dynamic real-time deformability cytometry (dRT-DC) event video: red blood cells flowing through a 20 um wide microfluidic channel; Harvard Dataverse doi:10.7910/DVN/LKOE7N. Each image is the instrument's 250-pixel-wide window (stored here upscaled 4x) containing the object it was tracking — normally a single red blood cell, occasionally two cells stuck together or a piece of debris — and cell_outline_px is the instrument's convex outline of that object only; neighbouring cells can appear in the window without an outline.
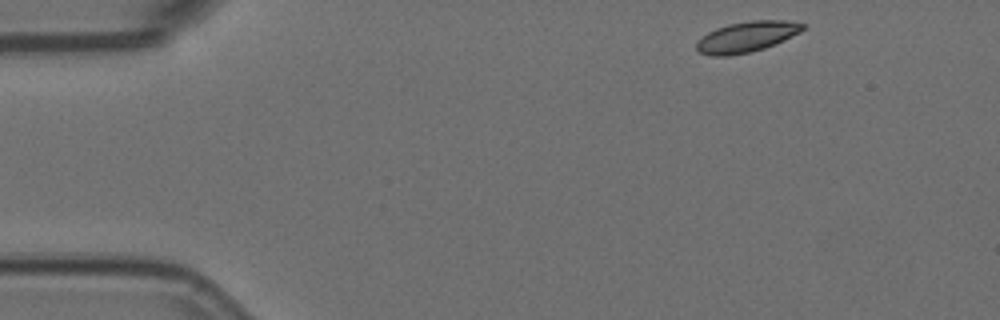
{"species": "Egyptian fruit bat (a non-hibernating species)", "species_latin": "Rousettus aegyptiacus", "temperature_condition": "room temperature", "stored_images_in_passage": 51, "camera_frame_rate_fps": 3000, "um_per_image_px": 0.085, "animal": {"sex": "female"}, "frame": {"image": 1, "passage_image": 1, "time_ms": 0.0, "image_size_px": [1000, 320], "cell_outline_px": [[808, 24], [800, 32], [764, 48], [748, 52], [728, 56], [712, 56], [700, 52], [696, 48], [696, 44], [708, 32], [716, 28], [728, 24], [752, 20], [784, 20]], "centroid_in_image_um": [63.48, 3.11], "position_along_channel_um": 21.5, "area_um2": 18.67}}
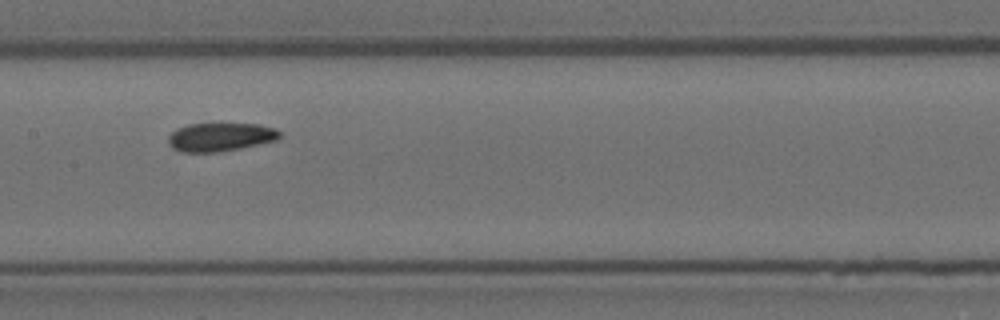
{"frame": {"image": 2, "passage_image": 22, "time_ms": 7.0, "image_size_px": [1000, 320], "cell_outline_px": [[280, 136], [276, 140], [240, 148], [216, 152], [184, 152], [172, 148], [168, 144], [168, 136], [176, 128], [188, 124], [220, 120], [260, 124], [276, 128], [280, 132]], "centroid_in_image_um": [18.72, 11.57], "position_along_channel_um": 188.7, "area_um2": 19.48}}
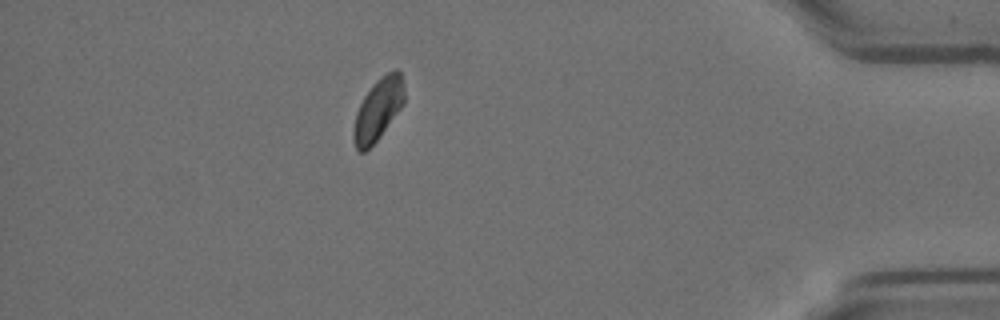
{"frame": {"image": 3, "passage_image": 44, "time_ms": 14.333, "image_size_px": [1000, 320], "cell_outline_px": [[404, 104], [380, 136], [364, 152], [360, 152], [356, 148], [352, 136], [352, 132], [356, 112], [364, 96], [372, 84], [376, 80], [388, 72], [396, 68], [400, 72], [404, 88]], "centroid_in_image_um": [32.13, 9.29], "position_along_channel_um": 403.1, "area_um2": 18.21}, "authors_computed_cell_mechanics": {"area_um2": 19.0162, "velocity_mm_per_s": 3.5635, "shape_relaxation_time_tau1_ms": null, "shape_relaxation_time_tau2_ms": 8.1394, "deformation_change_tau1": null, "deformation_change_tau2": 0.0554}}